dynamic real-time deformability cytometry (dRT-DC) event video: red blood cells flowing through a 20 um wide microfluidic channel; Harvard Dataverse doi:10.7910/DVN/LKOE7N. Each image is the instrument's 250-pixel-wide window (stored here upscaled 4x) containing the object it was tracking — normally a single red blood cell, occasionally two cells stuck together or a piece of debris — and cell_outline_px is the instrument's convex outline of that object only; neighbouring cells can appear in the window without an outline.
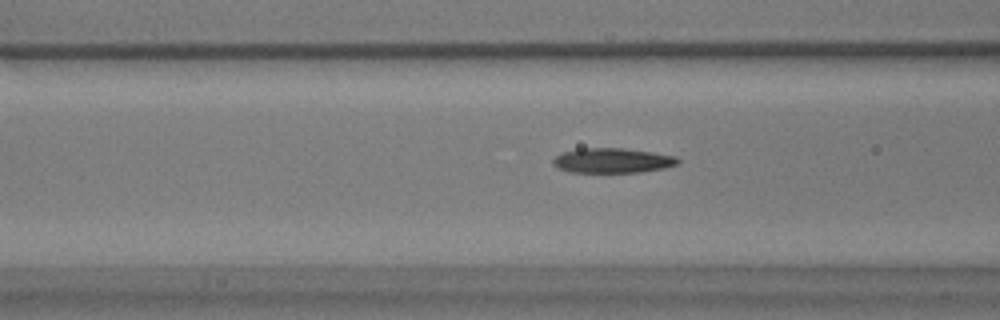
{"species": "common noctule bat (a hibernating species)", "species_latin": "Nyctalus noctula", "temperature_condition": "warm", "stored_images_in_passage": 35, "camera_frame_rate_fps": 3000, "um_per_image_px": 0.085, "animal": {"sex": "male", "body_mass_g": 17.9}, "frame": {"image": 1, "passage_image": 6, "time_ms": 1.667, "image_size_px": [1000, 320], "cell_outline_px": [[680, 160], [676, 164], [664, 168], [640, 172], [568, 172], [556, 168], [552, 164], [552, 160], [556, 156], [564, 152], [580, 148], [624, 148], [652, 152], [676, 156]], "centroid_in_image_um": [52.02, 13.64], "position_along_channel_um": 114.6, "area_um2": 18.09}}
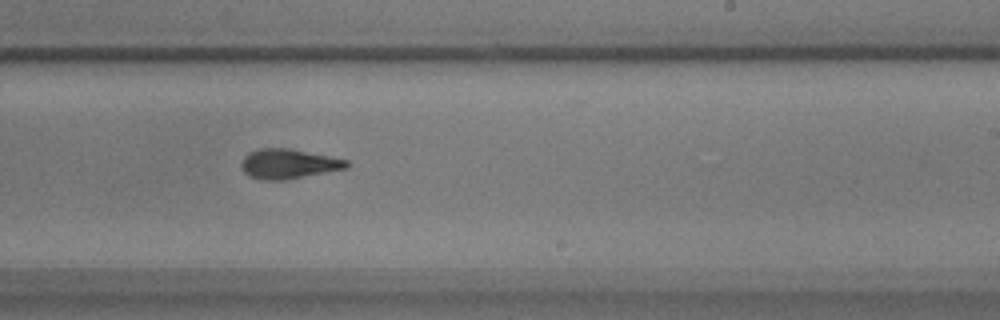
{"frame": {"image": 2, "passage_image": 18, "time_ms": 5.667, "image_size_px": [1000, 320], "cell_outline_px": [[348, 168], [284, 180], [260, 180], [248, 176], [240, 168], [240, 164], [244, 156], [248, 152], [260, 148], [288, 148], [348, 160]], "centroid_in_image_um": [24.46, 13.93], "position_along_channel_um": 264.5, "area_um2": 18.26}}
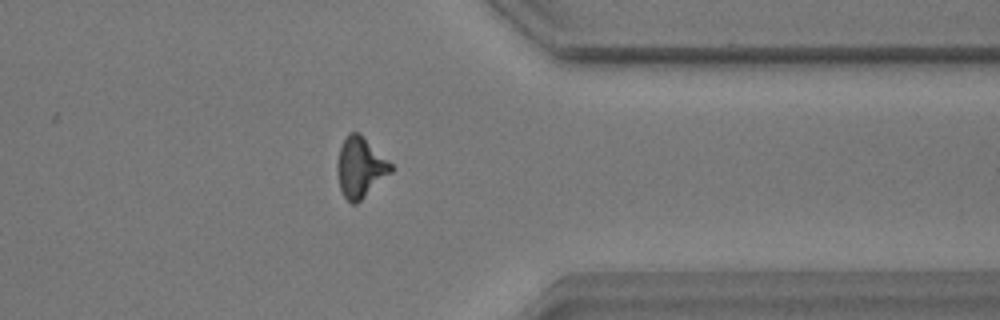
{"frame": {"image": 3, "passage_image": 28, "time_ms": 9.0, "image_size_px": [1000, 320], "cell_outline_px": [[392, 172], [356, 204], [352, 204], [344, 196], [340, 188], [336, 168], [336, 164], [340, 148], [348, 132], [360, 132], [392, 164]], "centroid_in_image_um": [30.62, 14.21], "position_along_channel_um": 380.8, "area_um2": 18.79}}